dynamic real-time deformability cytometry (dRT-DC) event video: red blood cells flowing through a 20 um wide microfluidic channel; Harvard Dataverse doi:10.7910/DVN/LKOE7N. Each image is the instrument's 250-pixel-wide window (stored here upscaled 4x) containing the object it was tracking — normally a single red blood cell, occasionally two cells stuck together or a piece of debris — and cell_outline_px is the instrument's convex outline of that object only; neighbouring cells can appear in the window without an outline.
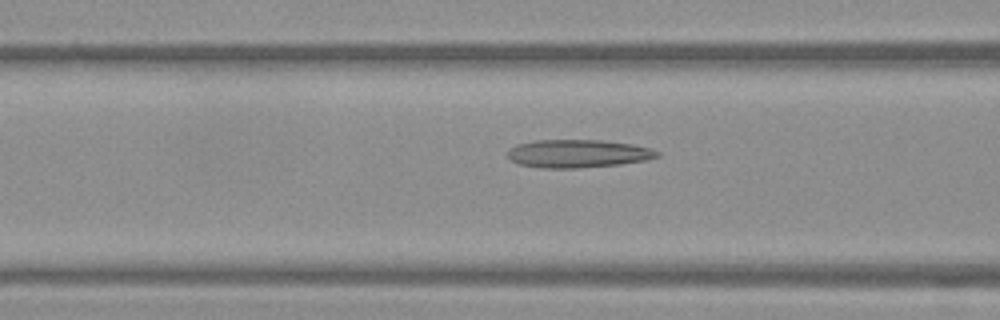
{"species": "Egyptian fruit bat (a non-hibernating species)", "species_latin": "Rousettus aegyptiacus", "temperature_condition": "warm", "stored_images_in_passage": 52, "camera_frame_rate_fps": 3000, "um_per_image_px": 0.085, "frame": {"image": 1, "passage_image": 20, "time_ms": 6.333, "image_size_px": [1000, 320], "cell_outline_px": [[660, 156], [648, 160], [620, 164], [576, 168], [540, 168], [520, 164], [508, 160], [508, 148], [516, 144], [536, 140], [600, 140], [632, 144], [652, 148], [660, 152]], "centroid_in_image_um": [49.12, 13.05], "position_along_channel_um": 117.5, "area_um2": 24.68}}
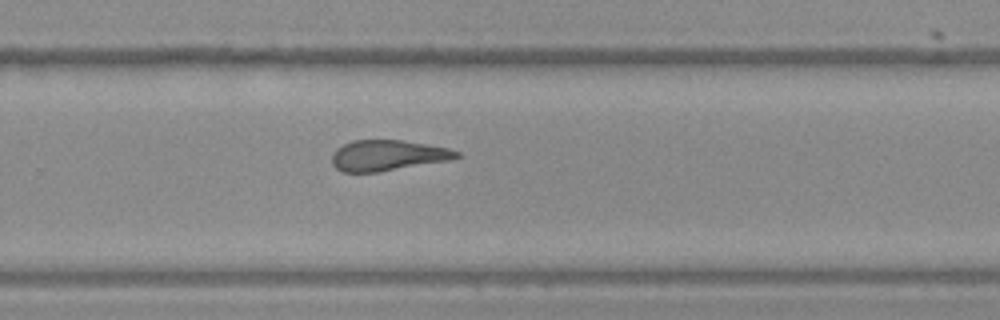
{"frame": {"image": 2, "passage_image": 34, "time_ms": 11.0, "image_size_px": [1000, 320], "cell_outline_px": [[460, 156], [448, 160], [380, 172], [344, 172], [336, 168], [332, 164], [332, 152], [336, 148], [352, 140], [400, 140], [448, 148], [460, 152]], "centroid_in_image_um": [32.9, 13.21], "position_along_channel_um": 296.9, "area_um2": 22.14}}
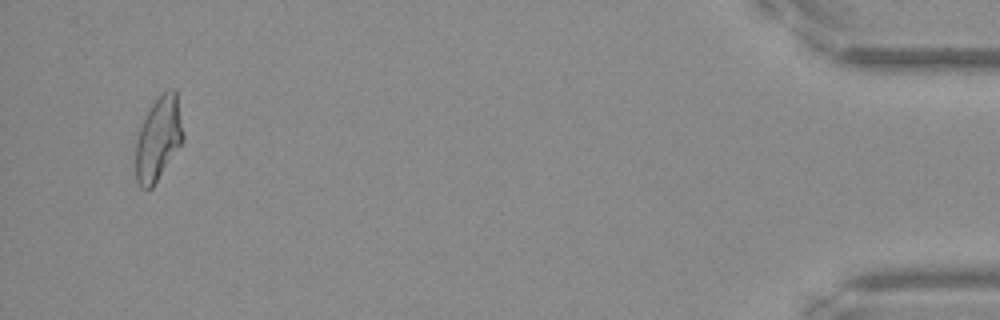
{"frame": {"image": 3, "passage_image": 50, "time_ms": 16.333, "image_size_px": [1000, 320], "cell_outline_px": [[184, 140], [152, 188], [148, 192], [140, 188], [136, 180], [136, 140], [140, 128], [152, 104], [164, 92], [172, 88], [176, 88], [184, 132]], "centroid_in_image_um": [13.48, 11.82], "position_along_channel_um": 421.7, "area_um2": 23.18}, "authors_computed_cell_mechanics": {"area_um2": 23.7847, "velocity_mm_per_s": 3.8442, "shape_relaxation_time_tau1_ms": null, "shape_relaxation_time_tau2_ms": 2.5092, "deformation_change_tau1": null, "deformation_change_tau2": 0.1183}}